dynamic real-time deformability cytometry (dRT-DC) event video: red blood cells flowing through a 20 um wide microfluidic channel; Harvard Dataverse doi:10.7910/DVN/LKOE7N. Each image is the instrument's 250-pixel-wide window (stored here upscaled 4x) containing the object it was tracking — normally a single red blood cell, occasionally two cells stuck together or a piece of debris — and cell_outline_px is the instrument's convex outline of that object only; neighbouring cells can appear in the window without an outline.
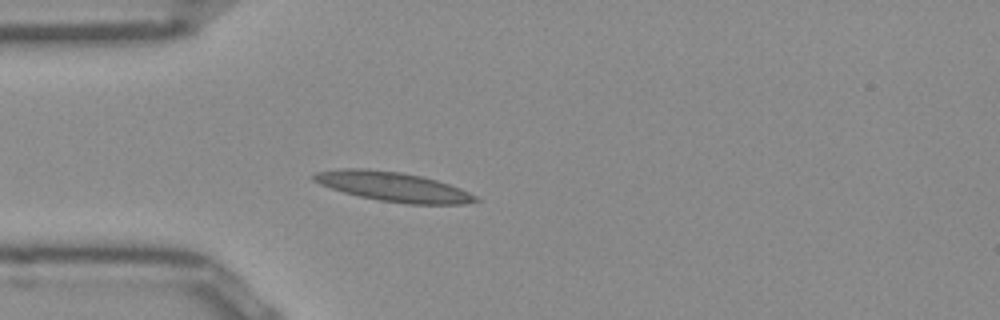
{"species": "Egyptian fruit bat (a non-hibernating species)", "species_latin": "Rousettus aegyptiacus", "temperature_condition": "room temperature", "stored_images_in_passage": 38, "camera_frame_rate_fps": 3000, "um_per_image_px": 0.085, "frame": {"image": 1, "passage_image": 1, "time_ms": 0.0, "image_size_px": [1000, 320], "cell_outline_px": [[480, 200], [464, 204], [408, 204], [380, 200], [360, 196], [344, 192], [320, 184], [312, 180], [312, 176], [316, 172], [344, 168], [368, 168], [400, 172], [420, 176], [436, 180], [460, 188], [476, 196]], "centroid_in_image_um": [33.41, 15.86], "position_along_channel_um": 51.6, "area_um2": 27.51}}
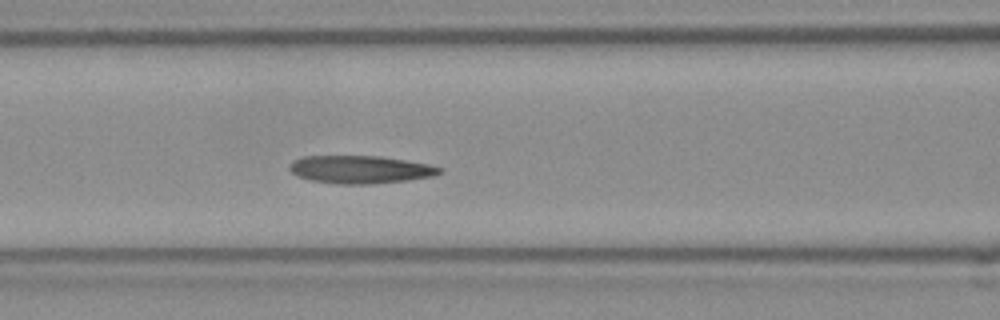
{"frame": {"image": 2, "passage_image": 8, "time_ms": 2.333, "image_size_px": [1000, 320], "cell_outline_px": [[444, 172], [436, 176], [408, 180], [372, 184], [340, 184], [308, 180], [296, 176], [288, 168], [288, 164], [304, 156], [380, 156], [428, 164], [444, 168]], "centroid_in_image_um": [30.65, 14.41], "position_along_channel_um": 136.0, "area_um2": 24.57}}
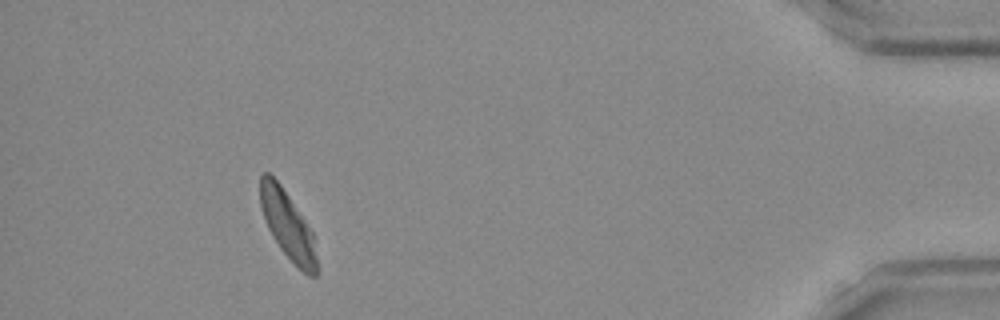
{"frame": {"image": 3, "passage_image": 34, "time_ms": 11.0, "image_size_px": [1000, 320], "cell_outline_px": [[316, 276], [308, 276], [280, 248], [268, 228], [260, 204], [260, 176], [264, 172], [268, 172], [280, 184], [312, 232], [316, 256]], "centroid_in_image_um": [24.42, 19.11], "position_along_channel_um": 410.8, "area_um2": 21.5}, "authors_computed_cell_mechanics": {"area_um2": 23.9292, "velocity_mm_per_s": 3.9123, "shape_relaxation_time_tau1_ms": 4.1644, "shape_relaxation_time_tau2_ms": 1.9234, "deformation_change_tau1": 0.1698, "deformation_change_tau2": 0.0927}}